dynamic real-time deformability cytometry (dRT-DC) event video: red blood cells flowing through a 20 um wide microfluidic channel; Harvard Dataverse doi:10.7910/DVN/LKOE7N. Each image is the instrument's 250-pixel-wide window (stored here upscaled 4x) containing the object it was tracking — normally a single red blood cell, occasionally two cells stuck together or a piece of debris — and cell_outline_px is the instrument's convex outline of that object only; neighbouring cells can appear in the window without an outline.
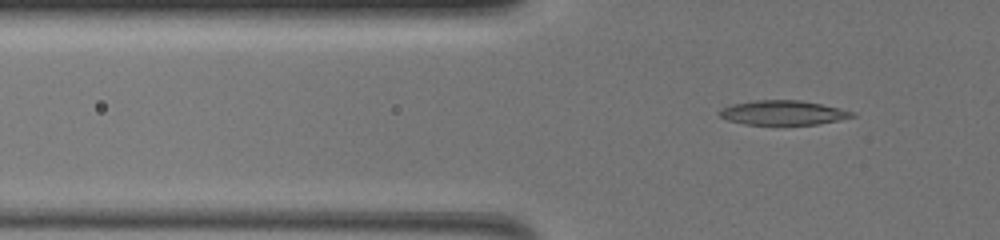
{"species": "common noctule bat (a hibernating species)", "species_latin": "Nyctalus noctula", "temperature_condition": "warm", "stored_images_in_passage": 69, "segment_of_instrument_passage": [1, 2], "camera_frame_rate_fps": 3000, "um_per_image_px": 0.085, "animal": {"sex": "female", "body_mass_g": 19.5, "forearm_length_mm": 54.1}, "frame": {"image": 1, "passage_image": 25, "time_ms": 8.0, "image_size_px": [1000, 240], "cell_outline_px": [[856, 116], [840, 120], [816, 124], [744, 124], [728, 120], [720, 116], [716, 112], [732, 104], [756, 100], [800, 100], [820, 104], [856, 112]], "centroid_in_image_um": [66.57, 9.58], "position_along_channel_um": 59.2, "area_um2": 18.73}}
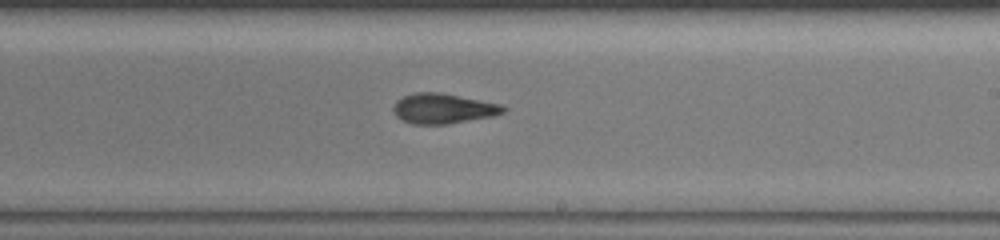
{"frame": {"image": 2, "passage_image": 44, "time_ms": 14.333, "image_size_px": [1000, 240], "cell_outline_px": [[508, 108], [504, 112], [492, 116], [448, 124], [412, 124], [400, 120], [396, 116], [392, 108], [396, 100], [404, 96], [416, 92], [440, 92], [500, 104]], "centroid_in_image_um": [37.63, 9.23], "position_along_channel_um": 251.4, "area_um2": 19.31}}
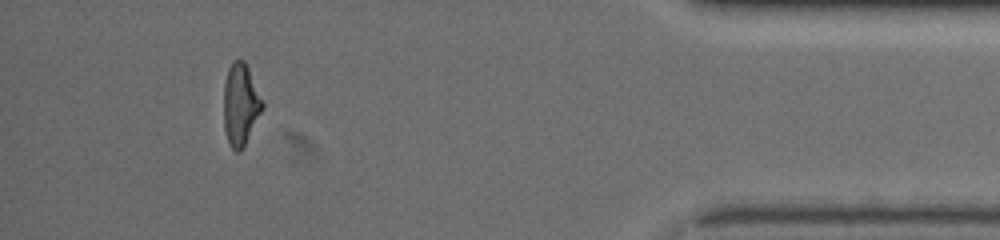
{"frame": {"image": 3, "passage_image": 63, "time_ms": 20.667, "image_size_px": [1000, 240], "cell_outline_px": [[264, 104], [244, 148], [240, 152], [236, 152], [232, 148], [228, 140], [224, 128], [224, 84], [228, 68], [232, 60], [244, 60], [264, 100]], "centroid_in_image_um": [20.45, 8.87], "position_along_channel_um": 414.7, "area_um2": 18.5}}